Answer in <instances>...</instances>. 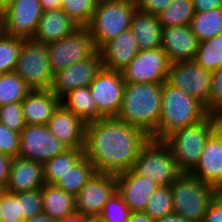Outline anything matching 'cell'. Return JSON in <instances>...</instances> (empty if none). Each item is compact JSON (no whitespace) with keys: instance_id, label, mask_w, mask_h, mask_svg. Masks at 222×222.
<instances>
[{"instance_id":"6da1fadb","label":"cell","mask_w":222,"mask_h":222,"mask_svg":"<svg viewBox=\"0 0 222 222\" xmlns=\"http://www.w3.org/2000/svg\"><path fill=\"white\" fill-rule=\"evenodd\" d=\"M149 139L142 129L117 117L102 118L86 124L84 156L96 173L118 175L133 168Z\"/></svg>"},{"instance_id":"7a4b0ae2","label":"cell","mask_w":222,"mask_h":222,"mask_svg":"<svg viewBox=\"0 0 222 222\" xmlns=\"http://www.w3.org/2000/svg\"><path fill=\"white\" fill-rule=\"evenodd\" d=\"M163 83H125L122 106L117 118L142 129L155 139L162 108Z\"/></svg>"},{"instance_id":"3957f363","label":"cell","mask_w":222,"mask_h":222,"mask_svg":"<svg viewBox=\"0 0 222 222\" xmlns=\"http://www.w3.org/2000/svg\"><path fill=\"white\" fill-rule=\"evenodd\" d=\"M162 108L155 128V139L163 140L167 135L204 120L209 114L205 105L167 81L162 88Z\"/></svg>"},{"instance_id":"277c9868","label":"cell","mask_w":222,"mask_h":222,"mask_svg":"<svg viewBox=\"0 0 222 222\" xmlns=\"http://www.w3.org/2000/svg\"><path fill=\"white\" fill-rule=\"evenodd\" d=\"M214 127L215 118L208 115L199 123L174 131L162 140L169 147L182 173H190L196 167Z\"/></svg>"},{"instance_id":"5b68a950","label":"cell","mask_w":222,"mask_h":222,"mask_svg":"<svg viewBox=\"0 0 222 222\" xmlns=\"http://www.w3.org/2000/svg\"><path fill=\"white\" fill-rule=\"evenodd\" d=\"M137 10L135 0H99L90 23L86 26L99 49L105 42L130 29Z\"/></svg>"},{"instance_id":"8992f818","label":"cell","mask_w":222,"mask_h":222,"mask_svg":"<svg viewBox=\"0 0 222 222\" xmlns=\"http://www.w3.org/2000/svg\"><path fill=\"white\" fill-rule=\"evenodd\" d=\"M174 213L189 222H202L214 198V187L190 173H182L171 185Z\"/></svg>"},{"instance_id":"52a82bcc","label":"cell","mask_w":222,"mask_h":222,"mask_svg":"<svg viewBox=\"0 0 222 222\" xmlns=\"http://www.w3.org/2000/svg\"><path fill=\"white\" fill-rule=\"evenodd\" d=\"M132 170L159 186H170L182 174L169 147L162 140L152 138L140 149Z\"/></svg>"},{"instance_id":"ba28073f","label":"cell","mask_w":222,"mask_h":222,"mask_svg":"<svg viewBox=\"0 0 222 222\" xmlns=\"http://www.w3.org/2000/svg\"><path fill=\"white\" fill-rule=\"evenodd\" d=\"M14 72L32 89H50L53 71L46 43L24 39Z\"/></svg>"},{"instance_id":"9c48e42d","label":"cell","mask_w":222,"mask_h":222,"mask_svg":"<svg viewBox=\"0 0 222 222\" xmlns=\"http://www.w3.org/2000/svg\"><path fill=\"white\" fill-rule=\"evenodd\" d=\"M50 66L53 74L78 61L92 56L98 49L86 27L58 41L47 44Z\"/></svg>"},{"instance_id":"30bf717a","label":"cell","mask_w":222,"mask_h":222,"mask_svg":"<svg viewBox=\"0 0 222 222\" xmlns=\"http://www.w3.org/2000/svg\"><path fill=\"white\" fill-rule=\"evenodd\" d=\"M170 64L161 47L140 50L121 74L125 83H164L167 81Z\"/></svg>"},{"instance_id":"8fae6325","label":"cell","mask_w":222,"mask_h":222,"mask_svg":"<svg viewBox=\"0 0 222 222\" xmlns=\"http://www.w3.org/2000/svg\"><path fill=\"white\" fill-rule=\"evenodd\" d=\"M212 72L195 61L173 62L169 66L167 82L197 98L205 106L209 102Z\"/></svg>"},{"instance_id":"7c38bea8","label":"cell","mask_w":222,"mask_h":222,"mask_svg":"<svg viewBox=\"0 0 222 222\" xmlns=\"http://www.w3.org/2000/svg\"><path fill=\"white\" fill-rule=\"evenodd\" d=\"M125 82L121 71L102 68L89 85V90L97 105L98 112L104 117H117L123 100Z\"/></svg>"},{"instance_id":"4fadbf2b","label":"cell","mask_w":222,"mask_h":222,"mask_svg":"<svg viewBox=\"0 0 222 222\" xmlns=\"http://www.w3.org/2000/svg\"><path fill=\"white\" fill-rule=\"evenodd\" d=\"M67 149L47 125H26L20 132V158L44 163Z\"/></svg>"},{"instance_id":"5bb4252c","label":"cell","mask_w":222,"mask_h":222,"mask_svg":"<svg viewBox=\"0 0 222 222\" xmlns=\"http://www.w3.org/2000/svg\"><path fill=\"white\" fill-rule=\"evenodd\" d=\"M102 68L103 61L97 50L92 56L55 72L50 90L61 98L75 88L87 87Z\"/></svg>"},{"instance_id":"9a60e30c","label":"cell","mask_w":222,"mask_h":222,"mask_svg":"<svg viewBox=\"0 0 222 222\" xmlns=\"http://www.w3.org/2000/svg\"><path fill=\"white\" fill-rule=\"evenodd\" d=\"M117 191L116 175L95 173L75 196L76 213L99 216L108 199Z\"/></svg>"},{"instance_id":"2e32d148","label":"cell","mask_w":222,"mask_h":222,"mask_svg":"<svg viewBox=\"0 0 222 222\" xmlns=\"http://www.w3.org/2000/svg\"><path fill=\"white\" fill-rule=\"evenodd\" d=\"M39 0H14L3 12L6 34L31 39L43 14Z\"/></svg>"},{"instance_id":"e0dca14e","label":"cell","mask_w":222,"mask_h":222,"mask_svg":"<svg viewBox=\"0 0 222 222\" xmlns=\"http://www.w3.org/2000/svg\"><path fill=\"white\" fill-rule=\"evenodd\" d=\"M198 45L199 40L189 25L162 27L161 48L170 63L194 61Z\"/></svg>"},{"instance_id":"ac0fdd59","label":"cell","mask_w":222,"mask_h":222,"mask_svg":"<svg viewBox=\"0 0 222 222\" xmlns=\"http://www.w3.org/2000/svg\"><path fill=\"white\" fill-rule=\"evenodd\" d=\"M47 126L50 133L68 148L84 149L86 123L61 104Z\"/></svg>"},{"instance_id":"d6986e66","label":"cell","mask_w":222,"mask_h":222,"mask_svg":"<svg viewBox=\"0 0 222 222\" xmlns=\"http://www.w3.org/2000/svg\"><path fill=\"white\" fill-rule=\"evenodd\" d=\"M117 191L123 197L131 212L145 210L151 195L159 187L157 183L136 174L132 169L116 175Z\"/></svg>"},{"instance_id":"ffe728a7","label":"cell","mask_w":222,"mask_h":222,"mask_svg":"<svg viewBox=\"0 0 222 222\" xmlns=\"http://www.w3.org/2000/svg\"><path fill=\"white\" fill-rule=\"evenodd\" d=\"M98 50L103 68L114 71H122L140 51L130 29L105 42Z\"/></svg>"},{"instance_id":"44dd1931","label":"cell","mask_w":222,"mask_h":222,"mask_svg":"<svg viewBox=\"0 0 222 222\" xmlns=\"http://www.w3.org/2000/svg\"><path fill=\"white\" fill-rule=\"evenodd\" d=\"M44 184L43 163L20 157L12 159L6 191L10 193L26 192L41 189Z\"/></svg>"},{"instance_id":"7402d4cb","label":"cell","mask_w":222,"mask_h":222,"mask_svg":"<svg viewBox=\"0 0 222 222\" xmlns=\"http://www.w3.org/2000/svg\"><path fill=\"white\" fill-rule=\"evenodd\" d=\"M80 25L68 16L62 8L43 11L33 40L41 43L58 41L72 35Z\"/></svg>"},{"instance_id":"603a6c76","label":"cell","mask_w":222,"mask_h":222,"mask_svg":"<svg viewBox=\"0 0 222 222\" xmlns=\"http://www.w3.org/2000/svg\"><path fill=\"white\" fill-rule=\"evenodd\" d=\"M190 174L214 188L222 184V141L215 132L208 137L200 160Z\"/></svg>"},{"instance_id":"cb8c5ba5","label":"cell","mask_w":222,"mask_h":222,"mask_svg":"<svg viewBox=\"0 0 222 222\" xmlns=\"http://www.w3.org/2000/svg\"><path fill=\"white\" fill-rule=\"evenodd\" d=\"M21 105L26 125H47L60 105V98L50 89H35L28 93Z\"/></svg>"},{"instance_id":"d4e9b609","label":"cell","mask_w":222,"mask_h":222,"mask_svg":"<svg viewBox=\"0 0 222 222\" xmlns=\"http://www.w3.org/2000/svg\"><path fill=\"white\" fill-rule=\"evenodd\" d=\"M130 30L135 36L139 50H153L161 47L162 26L157 15L135 11Z\"/></svg>"},{"instance_id":"484cf974","label":"cell","mask_w":222,"mask_h":222,"mask_svg":"<svg viewBox=\"0 0 222 222\" xmlns=\"http://www.w3.org/2000/svg\"><path fill=\"white\" fill-rule=\"evenodd\" d=\"M43 213L59 222L76 213L75 196L66 193L55 184H44L41 188Z\"/></svg>"},{"instance_id":"4316f807","label":"cell","mask_w":222,"mask_h":222,"mask_svg":"<svg viewBox=\"0 0 222 222\" xmlns=\"http://www.w3.org/2000/svg\"><path fill=\"white\" fill-rule=\"evenodd\" d=\"M60 104L73 112L86 124L104 118L93 100L89 86L75 88L60 98Z\"/></svg>"},{"instance_id":"83f0119b","label":"cell","mask_w":222,"mask_h":222,"mask_svg":"<svg viewBox=\"0 0 222 222\" xmlns=\"http://www.w3.org/2000/svg\"><path fill=\"white\" fill-rule=\"evenodd\" d=\"M84 156V149L68 148L43 163L45 184H56Z\"/></svg>"},{"instance_id":"f1b7e54d","label":"cell","mask_w":222,"mask_h":222,"mask_svg":"<svg viewBox=\"0 0 222 222\" xmlns=\"http://www.w3.org/2000/svg\"><path fill=\"white\" fill-rule=\"evenodd\" d=\"M95 173L92 163L83 156L55 185L76 196Z\"/></svg>"},{"instance_id":"f546056e","label":"cell","mask_w":222,"mask_h":222,"mask_svg":"<svg viewBox=\"0 0 222 222\" xmlns=\"http://www.w3.org/2000/svg\"><path fill=\"white\" fill-rule=\"evenodd\" d=\"M189 26L199 42L222 34V7L195 12Z\"/></svg>"},{"instance_id":"4dcf8cb0","label":"cell","mask_w":222,"mask_h":222,"mask_svg":"<svg viewBox=\"0 0 222 222\" xmlns=\"http://www.w3.org/2000/svg\"><path fill=\"white\" fill-rule=\"evenodd\" d=\"M194 61L210 72L222 68V34L199 42Z\"/></svg>"},{"instance_id":"1f68e13d","label":"cell","mask_w":222,"mask_h":222,"mask_svg":"<svg viewBox=\"0 0 222 222\" xmlns=\"http://www.w3.org/2000/svg\"><path fill=\"white\" fill-rule=\"evenodd\" d=\"M195 15L192 0H173L157 16L162 27L190 25Z\"/></svg>"},{"instance_id":"d6a6232c","label":"cell","mask_w":222,"mask_h":222,"mask_svg":"<svg viewBox=\"0 0 222 222\" xmlns=\"http://www.w3.org/2000/svg\"><path fill=\"white\" fill-rule=\"evenodd\" d=\"M31 90L15 72L0 74V106L22 102Z\"/></svg>"},{"instance_id":"836d02e7","label":"cell","mask_w":222,"mask_h":222,"mask_svg":"<svg viewBox=\"0 0 222 222\" xmlns=\"http://www.w3.org/2000/svg\"><path fill=\"white\" fill-rule=\"evenodd\" d=\"M144 212L153 220L174 213L171 186H159L151 195Z\"/></svg>"},{"instance_id":"e575fe53","label":"cell","mask_w":222,"mask_h":222,"mask_svg":"<svg viewBox=\"0 0 222 222\" xmlns=\"http://www.w3.org/2000/svg\"><path fill=\"white\" fill-rule=\"evenodd\" d=\"M23 40L7 34L0 39V74L14 72Z\"/></svg>"},{"instance_id":"d590c367","label":"cell","mask_w":222,"mask_h":222,"mask_svg":"<svg viewBox=\"0 0 222 222\" xmlns=\"http://www.w3.org/2000/svg\"><path fill=\"white\" fill-rule=\"evenodd\" d=\"M99 0H63L62 9L80 27H86L95 12Z\"/></svg>"},{"instance_id":"8d00e7d4","label":"cell","mask_w":222,"mask_h":222,"mask_svg":"<svg viewBox=\"0 0 222 222\" xmlns=\"http://www.w3.org/2000/svg\"><path fill=\"white\" fill-rule=\"evenodd\" d=\"M131 210L125 203L121 194L116 191L104 205L99 217L104 222H127Z\"/></svg>"},{"instance_id":"74e56055","label":"cell","mask_w":222,"mask_h":222,"mask_svg":"<svg viewBox=\"0 0 222 222\" xmlns=\"http://www.w3.org/2000/svg\"><path fill=\"white\" fill-rule=\"evenodd\" d=\"M21 201V218L23 220L43 213L41 189L14 193Z\"/></svg>"},{"instance_id":"f35d334b","label":"cell","mask_w":222,"mask_h":222,"mask_svg":"<svg viewBox=\"0 0 222 222\" xmlns=\"http://www.w3.org/2000/svg\"><path fill=\"white\" fill-rule=\"evenodd\" d=\"M0 211L2 222H23L21 218V201L14 193L0 190Z\"/></svg>"},{"instance_id":"ab89813d","label":"cell","mask_w":222,"mask_h":222,"mask_svg":"<svg viewBox=\"0 0 222 222\" xmlns=\"http://www.w3.org/2000/svg\"><path fill=\"white\" fill-rule=\"evenodd\" d=\"M0 122L9 129L20 133L26 126L21 102L0 106Z\"/></svg>"},{"instance_id":"60d3db41","label":"cell","mask_w":222,"mask_h":222,"mask_svg":"<svg viewBox=\"0 0 222 222\" xmlns=\"http://www.w3.org/2000/svg\"><path fill=\"white\" fill-rule=\"evenodd\" d=\"M0 152L12 158L20 152V133L9 129L0 122Z\"/></svg>"},{"instance_id":"b9f144b4","label":"cell","mask_w":222,"mask_h":222,"mask_svg":"<svg viewBox=\"0 0 222 222\" xmlns=\"http://www.w3.org/2000/svg\"><path fill=\"white\" fill-rule=\"evenodd\" d=\"M209 115L222 108V68L212 72L209 102L205 106Z\"/></svg>"},{"instance_id":"7bdbcfd3","label":"cell","mask_w":222,"mask_h":222,"mask_svg":"<svg viewBox=\"0 0 222 222\" xmlns=\"http://www.w3.org/2000/svg\"><path fill=\"white\" fill-rule=\"evenodd\" d=\"M137 10L147 14L158 15L173 0H135Z\"/></svg>"},{"instance_id":"ee69618b","label":"cell","mask_w":222,"mask_h":222,"mask_svg":"<svg viewBox=\"0 0 222 222\" xmlns=\"http://www.w3.org/2000/svg\"><path fill=\"white\" fill-rule=\"evenodd\" d=\"M12 157L0 152V190H4L9 178Z\"/></svg>"},{"instance_id":"f6af8a7d","label":"cell","mask_w":222,"mask_h":222,"mask_svg":"<svg viewBox=\"0 0 222 222\" xmlns=\"http://www.w3.org/2000/svg\"><path fill=\"white\" fill-rule=\"evenodd\" d=\"M202 222H222V205L215 199L209 204Z\"/></svg>"},{"instance_id":"bcb514c9","label":"cell","mask_w":222,"mask_h":222,"mask_svg":"<svg viewBox=\"0 0 222 222\" xmlns=\"http://www.w3.org/2000/svg\"><path fill=\"white\" fill-rule=\"evenodd\" d=\"M195 12H205L222 7V0H192Z\"/></svg>"},{"instance_id":"7dc6e473","label":"cell","mask_w":222,"mask_h":222,"mask_svg":"<svg viewBox=\"0 0 222 222\" xmlns=\"http://www.w3.org/2000/svg\"><path fill=\"white\" fill-rule=\"evenodd\" d=\"M127 222H154V220L144 211L131 212Z\"/></svg>"},{"instance_id":"c3c4849f","label":"cell","mask_w":222,"mask_h":222,"mask_svg":"<svg viewBox=\"0 0 222 222\" xmlns=\"http://www.w3.org/2000/svg\"><path fill=\"white\" fill-rule=\"evenodd\" d=\"M44 11L62 8L61 0H39Z\"/></svg>"},{"instance_id":"681fc988","label":"cell","mask_w":222,"mask_h":222,"mask_svg":"<svg viewBox=\"0 0 222 222\" xmlns=\"http://www.w3.org/2000/svg\"><path fill=\"white\" fill-rule=\"evenodd\" d=\"M154 222H189V221L185 220L181 215L172 213L162 218L155 219Z\"/></svg>"},{"instance_id":"f907efd6","label":"cell","mask_w":222,"mask_h":222,"mask_svg":"<svg viewBox=\"0 0 222 222\" xmlns=\"http://www.w3.org/2000/svg\"><path fill=\"white\" fill-rule=\"evenodd\" d=\"M23 222H57V221L53 220L45 213H41V214L35 215L33 217H29V218L23 220Z\"/></svg>"},{"instance_id":"816d5d0a","label":"cell","mask_w":222,"mask_h":222,"mask_svg":"<svg viewBox=\"0 0 222 222\" xmlns=\"http://www.w3.org/2000/svg\"><path fill=\"white\" fill-rule=\"evenodd\" d=\"M59 222H88V217L83 216L80 213H74L70 216H67L66 218H64L63 220Z\"/></svg>"},{"instance_id":"f5cc1de1","label":"cell","mask_w":222,"mask_h":222,"mask_svg":"<svg viewBox=\"0 0 222 222\" xmlns=\"http://www.w3.org/2000/svg\"><path fill=\"white\" fill-rule=\"evenodd\" d=\"M6 35V24L5 15L2 10H0V39Z\"/></svg>"},{"instance_id":"db71d44e","label":"cell","mask_w":222,"mask_h":222,"mask_svg":"<svg viewBox=\"0 0 222 222\" xmlns=\"http://www.w3.org/2000/svg\"><path fill=\"white\" fill-rule=\"evenodd\" d=\"M214 198L222 205V184L214 188Z\"/></svg>"},{"instance_id":"11a10c76","label":"cell","mask_w":222,"mask_h":222,"mask_svg":"<svg viewBox=\"0 0 222 222\" xmlns=\"http://www.w3.org/2000/svg\"><path fill=\"white\" fill-rule=\"evenodd\" d=\"M214 118H215V123L222 128V108H220L218 111H216L213 114Z\"/></svg>"},{"instance_id":"9f6ffc18","label":"cell","mask_w":222,"mask_h":222,"mask_svg":"<svg viewBox=\"0 0 222 222\" xmlns=\"http://www.w3.org/2000/svg\"><path fill=\"white\" fill-rule=\"evenodd\" d=\"M14 0H0V10L4 11Z\"/></svg>"},{"instance_id":"6f0895ef","label":"cell","mask_w":222,"mask_h":222,"mask_svg":"<svg viewBox=\"0 0 222 222\" xmlns=\"http://www.w3.org/2000/svg\"><path fill=\"white\" fill-rule=\"evenodd\" d=\"M214 132L220 137L222 141V128H220L216 123L214 127Z\"/></svg>"},{"instance_id":"680465c9","label":"cell","mask_w":222,"mask_h":222,"mask_svg":"<svg viewBox=\"0 0 222 222\" xmlns=\"http://www.w3.org/2000/svg\"><path fill=\"white\" fill-rule=\"evenodd\" d=\"M88 222H104L99 216L88 217Z\"/></svg>"},{"instance_id":"91938a15","label":"cell","mask_w":222,"mask_h":222,"mask_svg":"<svg viewBox=\"0 0 222 222\" xmlns=\"http://www.w3.org/2000/svg\"><path fill=\"white\" fill-rule=\"evenodd\" d=\"M1 209V208H0ZM0 222H2V215H1V211H0Z\"/></svg>"}]
</instances>
